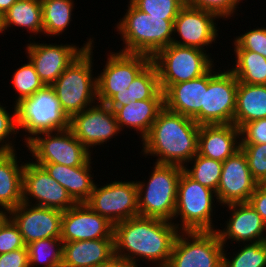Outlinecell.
I'll return each instance as SVG.
<instances>
[{"mask_svg":"<svg viewBox=\"0 0 266 267\" xmlns=\"http://www.w3.org/2000/svg\"><path fill=\"white\" fill-rule=\"evenodd\" d=\"M153 166L148 183L136 180L139 215L174 222L178 181L183 167L158 163Z\"/></svg>","mask_w":266,"mask_h":267,"instance_id":"5b68a950","label":"cell"},{"mask_svg":"<svg viewBox=\"0 0 266 267\" xmlns=\"http://www.w3.org/2000/svg\"><path fill=\"white\" fill-rule=\"evenodd\" d=\"M43 34L59 36L69 27L74 9L73 0H41Z\"/></svg>","mask_w":266,"mask_h":267,"instance_id":"4dcf8cb0","label":"cell"},{"mask_svg":"<svg viewBox=\"0 0 266 267\" xmlns=\"http://www.w3.org/2000/svg\"><path fill=\"white\" fill-rule=\"evenodd\" d=\"M17 0H0L1 17L15 4Z\"/></svg>","mask_w":266,"mask_h":267,"instance_id":"7dc6e473","label":"cell"},{"mask_svg":"<svg viewBox=\"0 0 266 267\" xmlns=\"http://www.w3.org/2000/svg\"><path fill=\"white\" fill-rule=\"evenodd\" d=\"M92 48L84 50L75 58L51 85L69 118L98 102L97 77L92 74Z\"/></svg>","mask_w":266,"mask_h":267,"instance_id":"277c9868","label":"cell"},{"mask_svg":"<svg viewBox=\"0 0 266 267\" xmlns=\"http://www.w3.org/2000/svg\"><path fill=\"white\" fill-rule=\"evenodd\" d=\"M249 205L254 208L266 224V184H258L254 193L248 200Z\"/></svg>","mask_w":266,"mask_h":267,"instance_id":"f6af8a7d","label":"cell"},{"mask_svg":"<svg viewBox=\"0 0 266 267\" xmlns=\"http://www.w3.org/2000/svg\"><path fill=\"white\" fill-rule=\"evenodd\" d=\"M214 67L207 72L204 106L193 117L199 125L233 123L238 80L230 69L216 72Z\"/></svg>","mask_w":266,"mask_h":267,"instance_id":"9c48e42d","label":"cell"},{"mask_svg":"<svg viewBox=\"0 0 266 267\" xmlns=\"http://www.w3.org/2000/svg\"><path fill=\"white\" fill-rule=\"evenodd\" d=\"M113 232L114 225L85 203H76L63 212L60 237L63 242L114 239Z\"/></svg>","mask_w":266,"mask_h":267,"instance_id":"ffe728a7","label":"cell"},{"mask_svg":"<svg viewBox=\"0 0 266 267\" xmlns=\"http://www.w3.org/2000/svg\"><path fill=\"white\" fill-rule=\"evenodd\" d=\"M240 146V129L235 124L200 125L199 155L224 162L240 150Z\"/></svg>","mask_w":266,"mask_h":267,"instance_id":"7402d4cb","label":"cell"},{"mask_svg":"<svg viewBox=\"0 0 266 267\" xmlns=\"http://www.w3.org/2000/svg\"><path fill=\"white\" fill-rule=\"evenodd\" d=\"M163 108L164 98H151L130 101L127 105L117 107L114 113L121 131L122 128L134 129L143 140Z\"/></svg>","mask_w":266,"mask_h":267,"instance_id":"484cf974","label":"cell"},{"mask_svg":"<svg viewBox=\"0 0 266 267\" xmlns=\"http://www.w3.org/2000/svg\"><path fill=\"white\" fill-rule=\"evenodd\" d=\"M90 157L82 166L67 167L57 163L38 164L46 172L63 186L76 203H85L93 191V180Z\"/></svg>","mask_w":266,"mask_h":267,"instance_id":"d4e9b609","label":"cell"},{"mask_svg":"<svg viewBox=\"0 0 266 267\" xmlns=\"http://www.w3.org/2000/svg\"><path fill=\"white\" fill-rule=\"evenodd\" d=\"M223 249L216 231H181L166 267H222Z\"/></svg>","mask_w":266,"mask_h":267,"instance_id":"30bf717a","label":"cell"},{"mask_svg":"<svg viewBox=\"0 0 266 267\" xmlns=\"http://www.w3.org/2000/svg\"><path fill=\"white\" fill-rule=\"evenodd\" d=\"M158 72L160 88L164 92L170 85L196 79L206 74L214 60L194 47L178 46L171 43L160 49L153 57Z\"/></svg>","mask_w":266,"mask_h":267,"instance_id":"ba28073f","label":"cell"},{"mask_svg":"<svg viewBox=\"0 0 266 267\" xmlns=\"http://www.w3.org/2000/svg\"><path fill=\"white\" fill-rule=\"evenodd\" d=\"M139 265L134 264L133 262L116 256L115 254L105 263H103L100 267H138Z\"/></svg>","mask_w":266,"mask_h":267,"instance_id":"bcb514c9","label":"cell"},{"mask_svg":"<svg viewBox=\"0 0 266 267\" xmlns=\"http://www.w3.org/2000/svg\"><path fill=\"white\" fill-rule=\"evenodd\" d=\"M12 76V85L16 92H18V97L15 98L16 103L14 105L19 103L22 99L30 97L37 90H40L45 86L30 60L27 64H23L16 69Z\"/></svg>","mask_w":266,"mask_h":267,"instance_id":"d590c367","label":"cell"},{"mask_svg":"<svg viewBox=\"0 0 266 267\" xmlns=\"http://www.w3.org/2000/svg\"><path fill=\"white\" fill-rule=\"evenodd\" d=\"M0 33H3V31H2V17H1V15H0Z\"/></svg>","mask_w":266,"mask_h":267,"instance_id":"681fc988","label":"cell"},{"mask_svg":"<svg viewBox=\"0 0 266 267\" xmlns=\"http://www.w3.org/2000/svg\"><path fill=\"white\" fill-rule=\"evenodd\" d=\"M243 0H185V4L194 8L215 13L219 18H231Z\"/></svg>","mask_w":266,"mask_h":267,"instance_id":"60d3db41","label":"cell"},{"mask_svg":"<svg viewBox=\"0 0 266 267\" xmlns=\"http://www.w3.org/2000/svg\"><path fill=\"white\" fill-rule=\"evenodd\" d=\"M266 118V85L238 81L233 124L239 129L250 121Z\"/></svg>","mask_w":266,"mask_h":267,"instance_id":"f1b7e54d","label":"cell"},{"mask_svg":"<svg viewBox=\"0 0 266 267\" xmlns=\"http://www.w3.org/2000/svg\"><path fill=\"white\" fill-rule=\"evenodd\" d=\"M243 245L230 259L223 249L222 267H266V241Z\"/></svg>","mask_w":266,"mask_h":267,"instance_id":"e575fe53","label":"cell"},{"mask_svg":"<svg viewBox=\"0 0 266 267\" xmlns=\"http://www.w3.org/2000/svg\"><path fill=\"white\" fill-rule=\"evenodd\" d=\"M207 73L189 81L170 85L164 93V107L193 118L204 106Z\"/></svg>","mask_w":266,"mask_h":267,"instance_id":"603a6c76","label":"cell"},{"mask_svg":"<svg viewBox=\"0 0 266 267\" xmlns=\"http://www.w3.org/2000/svg\"><path fill=\"white\" fill-rule=\"evenodd\" d=\"M30 160L25 163L23 168L22 202L63 212L72 208L76 202L67 190L53 179L42 166L34 163L32 159ZM32 201L35 203L33 204Z\"/></svg>","mask_w":266,"mask_h":267,"instance_id":"5bb4252c","label":"cell"},{"mask_svg":"<svg viewBox=\"0 0 266 267\" xmlns=\"http://www.w3.org/2000/svg\"><path fill=\"white\" fill-rule=\"evenodd\" d=\"M69 129L91 153V148L106 144L121 131L114 111L99 102L73 115Z\"/></svg>","mask_w":266,"mask_h":267,"instance_id":"9a60e30c","label":"cell"},{"mask_svg":"<svg viewBox=\"0 0 266 267\" xmlns=\"http://www.w3.org/2000/svg\"><path fill=\"white\" fill-rule=\"evenodd\" d=\"M110 54V55H109ZM97 77V101L106 104L117 92H124L135 77L152 61L145 54L110 52Z\"/></svg>","mask_w":266,"mask_h":267,"instance_id":"4fadbf2b","label":"cell"},{"mask_svg":"<svg viewBox=\"0 0 266 267\" xmlns=\"http://www.w3.org/2000/svg\"><path fill=\"white\" fill-rule=\"evenodd\" d=\"M151 98H164L157 68L152 61L135 77L124 92H117L106 105L114 111L117 107L127 105L130 101Z\"/></svg>","mask_w":266,"mask_h":267,"instance_id":"83f0119b","label":"cell"},{"mask_svg":"<svg viewBox=\"0 0 266 267\" xmlns=\"http://www.w3.org/2000/svg\"><path fill=\"white\" fill-rule=\"evenodd\" d=\"M85 204L113 225L138 216L137 183L127 180L112 181L100 187L95 184Z\"/></svg>","mask_w":266,"mask_h":267,"instance_id":"7c38bea8","label":"cell"},{"mask_svg":"<svg viewBox=\"0 0 266 267\" xmlns=\"http://www.w3.org/2000/svg\"><path fill=\"white\" fill-rule=\"evenodd\" d=\"M25 145L36 164L57 163L77 167L82 166L92 154L70 129L39 133Z\"/></svg>","mask_w":266,"mask_h":267,"instance_id":"8fae6325","label":"cell"},{"mask_svg":"<svg viewBox=\"0 0 266 267\" xmlns=\"http://www.w3.org/2000/svg\"><path fill=\"white\" fill-rule=\"evenodd\" d=\"M193 166L183 170L195 181L217 192L223 162L203 157L198 153L190 160Z\"/></svg>","mask_w":266,"mask_h":267,"instance_id":"836d02e7","label":"cell"},{"mask_svg":"<svg viewBox=\"0 0 266 267\" xmlns=\"http://www.w3.org/2000/svg\"><path fill=\"white\" fill-rule=\"evenodd\" d=\"M93 38H89L81 48L74 44L35 43L30 41L26 46L27 58L34 65L41 81L51 86L65 69L84 50L93 46Z\"/></svg>","mask_w":266,"mask_h":267,"instance_id":"2e32d148","label":"cell"},{"mask_svg":"<svg viewBox=\"0 0 266 267\" xmlns=\"http://www.w3.org/2000/svg\"><path fill=\"white\" fill-rule=\"evenodd\" d=\"M114 255V239L63 242L61 267H100Z\"/></svg>","mask_w":266,"mask_h":267,"instance_id":"cb8c5ba5","label":"cell"},{"mask_svg":"<svg viewBox=\"0 0 266 267\" xmlns=\"http://www.w3.org/2000/svg\"><path fill=\"white\" fill-rule=\"evenodd\" d=\"M200 125L193 118L163 108L148 135L141 140L147 157H157L158 164L185 167L198 153ZM188 163V164H187Z\"/></svg>","mask_w":266,"mask_h":267,"instance_id":"7a4b0ae2","label":"cell"},{"mask_svg":"<svg viewBox=\"0 0 266 267\" xmlns=\"http://www.w3.org/2000/svg\"><path fill=\"white\" fill-rule=\"evenodd\" d=\"M26 245L18 227L8 217L0 226V254H4Z\"/></svg>","mask_w":266,"mask_h":267,"instance_id":"b9f144b4","label":"cell"},{"mask_svg":"<svg viewBox=\"0 0 266 267\" xmlns=\"http://www.w3.org/2000/svg\"><path fill=\"white\" fill-rule=\"evenodd\" d=\"M231 216L226 221L225 228L216 229L220 241L226 247L227 240L243 243L266 241V224L257 211L249 203H234L225 205ZM265 232V233H264Z\"/></svg>","mask_w":266,"mask_h":267,"instance_id":"44dd1931","label":"cell"},{"mask_svg":"<svg viewBox=\"0 0 266 267\" xmlns=\"http://www.w3.org/2000/svg\"><path fill=\"white\" fill-rule=\"evenodd\" d=\"M0 267H29L27 247L0 254Z\"/></svg>","mask_w":266,"mask_h":267,"instance_id":"ee69618b","label":"cell"},{"mask_svg":"<svg viewBox=\"0 0 266 267\" xmlns=\"http://www.w3.org/2000/svg\"><path fill=\"white\" fill-rule=\"evenodd\" d=\"M11 26L22 27L34 35L43 34L41 0H17L2 16V31Z\"/></svg>","mask_w":266,"mask_h":267,"instance_id":"f546056e","label":"cell"},{"mask_svg":"<svg viewBox=\"0 0 266 267\" xmlns=\"http://www.w3.org/2000/svg\"><path fill=\"white\" fill-rule=\"evenodd\" d=\"M235 65L230 69L239 82L266 85V58L248 50H234Z\"/></svg>","mask_w":266,"mask_h":267,"instance_id":"1f68e13d","label":"cell"},{"mask_svg":"<svg viewBox=\"0 0 266 267\" xmlns=\"http://www.w3.org/2000/svg\"><path fill=\"white\" fill-rule=\"evenodd\" d=\"M179 232L168 220L140 215L129 218L114 224V254L136 265L145 260L166 267Z\"/></svg>","mask_w":266,"mask_h":267,"instance_id":"6da1fadb","label":"cell"},{"mask_svg":"<svg viewBox=\"0 0 266 267\" xmlns=\"http://www.w3.org/2000/svg\"><path fill=\"white\" fill-rule=\"evenodd\" d=\"M258 182L253 178L244 152L240 149L223 162L216 192V204L247 203Z\"/></svg>","mask_w":266,"mask_h":267,"instance_id":"d6986e66","label":"cell"},{"mask_svg":"<svg viewBox=\"0 0 266 267\" xmlns=\"http://www.w3.org/2000/svg\"><path fill=\"white\" fill-rule=\"evenodd\" d=\"M14 112L6 110L0 103V152H12L16 151L14 142L11 140L13 137L19 133L17 128V118H16V106L14 105ZM13 135V137H12Z\"/></svg>","mask_w":266,"mask_h":267,"instance_id":"f35d334b","label":"cell"},{"mask_svg":"<svg viewBox=\"0 0 266 267\" xmlns=\"http://www.w3.org/2000/svg\"><path fill=\"white\" fill-rule=\"evenodd\" d=\"M17 128L25 131L27 143L42 132L69 129L70 118L64 113L52 86H44L16 105ZM27 136V137H26Z\"/></svg>","mask_w":266,"mask_h":267,"instance_id":"8992f818","label":"cell"},{"mask_svg":"<svg viewBox=\"0 0 266 267\" xmlns=\"http://www.w3.org/2000/svg\"><path fill=\"white\" fill-rule=\"evenodd\" d=\"M116 28L125 44L119 51L124 53L153 57L160 49L169 46L174 38V20L150 16L137 9L130 1L127 12L117 22Z\"/></svg>","mask_w":266,"mask_h":267,"instance_id":"3957f363","label":"cell"},{"mask_svg":"<svg viewBox=\"0 0 266 267\" xmlns=\"http://www.w3.org/2000/svg\"><path fill=\"white\" fill-rule=\"evenodd\" d=\"M219 17L210 11L184 5L174 20V37L172 43L178 46L194 47L203 51L207 46L216 43L218 29L216 21ZM175 34H178L175 36ZM210 44V45H209ZM206 46V47H205ZM205 47V48H204Z\"/></svg>","mask_w":266,"mask_h":267,"instance_id":"e0dca14e","label":"cell"},{"mask_svg":"<svg viewBox=\"0 0 266 267\" xmlns=\"http://www.w3.org/2000/svg\"><path fill=\"white\" fill-rule=\"evenodd\" d=\"M26 247L29 267H61L63 253V241L61 238L36 240L26 245Z\"/></svg>","mask_w":266,"mask_h":267,"instance_id":"d6a6232c","label":"cell"},{"mask_svg":"<svg viewBox=\"0 0 266 267\" xmlns=\"http://www.w3.org/2000/svg\"><path fill=\"white\" fill-rule=\"evenodd\" d=\"M8 215L18 227L25 245L40 239L61 237L63 211L22 202Z\"/></svg>","mask_w":266,"mask_h":267,"instance_id":"ac0fdd59","label":"cell"},{"mask_svg":"<svg viewBox=\"0 0 266 267\" xmlns=\"http://www.w3.org/2000/svg\"><path fill=\"white\" fill-rule=\"evenodd\" d=\"M241 145L266 144V118L245 123L240 128Z\"/></svg>","mask_w":266,"mask_h":267,"instance_id":"7bdbcfd3","label":"cell"},{"mask_svg":"<svg viewBox=\"0 0 266 267\" xmlns=\"http://www.w3.org/2000/svg\"><path fill=\"white\" fill-rule=\"evenodd\" d=\"M234 50H248L266 58V27L247 30L234 39Z\"/></svg>","mask_w":266,"mask_h":267,"instance_id":"ab89813d","label":"cell"},{"mask_svg":"<svg viewBox=\"0 0 266 267\" xmlns=\"http://www.w3.org/2000/svg\"><path fill=\"white\" fill-rule=\"evenodd\" d=\"M216 192L192 179L184 170L178 181L173 220L180 215L179 231H216L213 208ZM215 199V200H214ZM214 204V205H213Z\"/></svg>","mask_w":266,"mask_h":267,"instance_id":"52a82bcc","label":"cell"},{"mask_svg":"<svg viewBox=\"0 0 266 267\" xmlns=\"http://www.w3.org/2000/svg\"><path fill=\"white\" fill-rule=\"evenodd\" d=\"M16 152H0V206L8 212L23 200L25 163L17 160Z\"/></svg>","mask_w":266,"mask_h":267,"instance_id":"4316f807","label":"cell"},{"mask_svg":"<svg viewBox=\"0 0 266 267\" xmlns=\"http://www.w3.org/2000/svg\"><path fill=\"white\" fill-rule=\"evenodd\" d=\"M248 167L258 184L266 183V144L241 145Z\"/></svg>","mask_w":266,"mask_h":267,"instance_id":"74e56055","label":"cell"},{"mask_svg":"<svg viewBox=\"0 0 266 267\" xmlns=\"http://www.w3.org/2000/svg\"><path fill=\"white\" fill-rule=\"evenodd\" d=\"M0 207V226L8 218V211ZM7 213V214H6Z\"/></svg>","mask_w":266,"mask_h":267,"instance_id":"c3c4849f","label":"cell"},{"mask_svg":"<svg viewBox=\"0 0 266 267\" xmlns=\"http://www.w3.org/2000/svg\"><path fill=\"white\" fill-rule=\"evenodd\" d=\"M140 11L150 16L164 17V20H175L185 0H130Z\"/></svg>","mask_w":266,"mask_h":267,"instance_id":"8d00e7d4","label":"cell"}]
</instances>
